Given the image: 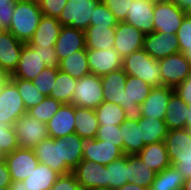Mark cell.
Listing matches in <instances>:
<instances>
[{
    "label": "cell",
    "instance_id": "1",
    "mask_svg": "<svg viewBox=\"0 0 191 190\" xmlns=\"http://www.w3.org/2000/svg\"><path fill=\"white\" fill-rule=\"evenodd\" d=\"M45 67H59V58L55 48H33L24 43L18 66L10 78L32 81Z\"/></svg>",
    "mask_w": 191,
    "mask_h": 190
},
{
    "label": "cell",
    "instance_id": "2",
    "mask_svg": "<svg viewBox=\"0 0 191 190\" xmlns=\"http://www.w3.org/2000/svg\"><path fill=\"white\" fill-rule=\"evenodd\" d=\"M165 144L171 165L174 166L185 179L191 177V134L184 129L168 130Z\"/></svg>",
    "mask_w": 191,
    "mask_h": 190
},
{
    "label": "cell",
    "instance_id": "3",
    "mask_svg": "<svg viewBox=\"0 0 191 190\" xmlns=\"http://www.w3.org/2000/svg\"><path fill=\"white\" fill-rule=\"evenodd\" d=\"M42 16L37 0L17 3L8 31L19 41L28 43L34 35Z\"/></svg>",
    "mask_w": 191,
    "mask_h": 190
},
{
    "label": "cell",
    "instance_id": "4",
    "mask_svg": "<svg viewBox=\"0 0 191 190\" xmlns=\"http://www.w3.org/2000/svg\"><path fill=\"white\" fill-rule=\"evenodd\" d=\"M122 69L127 75L140 78L152 87L162 86L158 60L149 56L143 48L125 57Z\"/></svg>",
    "mask_w": 191,
    "mask_h": 190
},
{
    "label": "cell",
    "instance_id": "5",
    "mask_svg": "<svg viewBox=\"0 0 191 190\" xmlns=\"http://www.w3.org/2000/svg\"><path fill=\"white\" fill-rule=\"evenodd\" d=\"M152 86L142 79L127 75L123 102L120 106L124 109L126 120L138 121L142 118L141 104L147 98Z\"/></svg>",
    "mask_w": 191,
    "mask_h": 190
},
{
    "label": "cell",
    "instance_id": "6",
    "mask_svg": "<svg viewBox=\"0 0 191 190\" xmlns=\"http://www.w3.org/2000/svg\"><path fill=\"white\" fill-rule=\"evenodd\" d=\"M103 101V88L100 76L89 74L77 79L72 97L74 106L95 110Z\"/></svg>",
    "mask_w": 191,
    "mask_h": 190
},
{
    "label": "cell",
    "instance_id": "7",
    "mask_svg": "<svg viewBox=\"0 0 191 190\" xmlns=\"http://www.w3.org/2000/svg\"><path fill=\"white\" fill-rule=\"evenodd\" d=\"M27 110L17 86L9 79L0 88V125H13Z\"/></svg>",
    "mask_w": 191,
    "mask_h": 190
},
{
    "label": "cell",
    "instance_id": "8",
    "mask_svg": "<svg viewBox=\"0 0 191 190\" xmlns=\"http://www.w3.org/2000/svg\"><path fill=\"white\" fill-rule=\"evenodd\" d=\"M98 2V0H68L58 21L62 26L85 31L90 26L91 16Z\"/></svg>",
    "mask_w": 191,
    "mask_h": 190
},
{
    "label": "cell",
    "instance_id": "9",
    "mask_svg": "<svg viewBox=\"0 0 191 190\" xmlns=\"http://www.w3.org/2000/svg\"><path fill=\"white\" fill-rule=\"evenodd\" d=\"M20 148H34L43 139L48 138L47 124L31 117L28 113L19 117L13 124Z\"/></svg>",
    "mask_w": 191,
    "mask_h": 190
},
{
    "label": "cell",
    "instance_id": "10",
    "mask_svg": "<svg viewBox=\"0 0 191 190\" xmlns=\"http://www.w3.org/2000/svg\"><path fill=\"white\" fill-rule=\"evenodd\" d=\"M34 153L42 163L50 167L59 175H66L73 172V170L62 160L61 152V138L48 137L39 142L34 148Z\"/></svg>",
    "mask_w": 191,
    "mask_h": 190
},
{
    "label": "cell",
    "instance_id": "11",
    "mask_svg": "<svg viewBox=\"0 0 191 190\" xmlns=\"http://www.w3.org/2000/svg\"><path fill=\"white\" fill-rule=\"evenodd\" d=\"M162 85L175 87L191 76V63L181 52L158 60Z\"/></svg>",
    "mask_w": 191,
    "mask_h": 190
},
{
    "label": "cell",
    "instance_id": "12",
    "mask_svg": "<svg viewBox=\"0 0 191 190\" xmlns=\"http://www.w3.org/2000/svg\"><path fill=\"white\" fill-rule=\"evenodd\" d=\"M8 166L12 181H23L39 164L34 150L18 147L2 157Z\"/></svg>",
    "mask_w": 191,
    "mask_h": 190
},
{
    "label": "cell",
    "instance_id": "13",
    "mask_svg": "<svg viewBox=\"0 0 191 190\" xmlns=\"http://www.w3.org/2000/svg\"><path fill=\"white\" fill-rule=\"evenodd\" d=\"M82 190L107 189L106 165L82 160L72 172Z\"/></svg>",
    "mask_w": 191,
    "mask_h": 190
},
{
    "label": "cell",
    "instance_id": "14",
    "mask_svg": "<svg viewBox=\"0 0 191 190\" xmlns=\"http://www.w3.org/2000/svg\"><path fill=\"white\" fill-rule=\"evenodd\" d=\"M154 31L176 35L184 17L185 11L176 4L155 2L154 6Z\"/></svg>",
    "mask_w": 191,
    "mask_h": 190
},
{
    "label": "cell",
    "instance_id": "15",
    "mask_svg": "<svg viewBox=\"0 0 191 190\" xmlns=\"http://www.w3.org/2000/svg\"><path fill=\"white\" fill-rule=\"evenodd\" d=\"M145 34L125 22H118L115 31L114 50L122 60L133 52L143 48Z\"/></svg>",
    "mask_w": 191,
    "mask_h": 190
},
{
    "label": "cell",
    "instance_id": "16",
    "mask_svg": "<svg viewBox=\"0 0 191 190\" xmlns=\"http://www.w3.org/2000/svg\"><path fill=\"white\" fill-rule=\"evenodd\" d=\"M143 50L155 60L179 52V42L174 34L154 31L145 35Z\"/></svg>",
    "mask_w": 191,
    "mask_h": 190
},
{
    "label": "cell",
    "instance_id": "17",
    "mask_svg": "<svg viewBox=\"0 0 191 190\" xmlns=\"http://www.w3.org/2000/svg\"><path fill=\"white\" fill-rule=\"evenodd\" d=\"M154 6V0H133L124 22L145 35L154 32Z\"/></svg>",
    "mask_w": 191,
    "mask_h": 190
},
{
    "label": "cell",
    "instance_id": "18",
    "mask_svg": "<svg viewBox=\"0 0 191 190\" xmlns=\"http://www.w3.org/2000/svg\"><path fill=\"white\" fill-rule=\"evenodd\" d=\"M87 60L91 74L100 77L121 69L123 61L114 48L105 50L87 49Z\"/></svg>",
    "mask_w": 191,
    "mask_h": 190
},
{
    "label": "cell",
    "instance_id": "19",
    "mask_svg": "<svg viewBox=\"0 0 191 190\" xmlns=\"http://www.w3.org/2000/svg\"><path fill=\"white\" fill-rule=\"evenodd\" d=\"M123 155H125L124 152L114 144L98 139H84L83 160L108 165Z\"/></svg>",
    "mask_w": 191,
    "mask_h": 190
},
{
    "label": "cell",
    "instance_id": "20",
    "mask_svg": "<svg viewBox=\"0 0 191 190\" xmlns=\"http://www.w3.org/2000/svg\"><path fill=\"white\" fill-rule=\"evenodd\" d=\"M174 91L170 86L152 87L149 95L141 104L142 117L164 120L169 98Z\"/></svg>",
    "mask_w": 191,
    "mask_h": 190
},
{
    "label": "cell",
    "instance_id": "21",
    "mask_svg": "<svg viewBox=\"0 0 191 190\" xmlns=\"http://www.w3.org/2000/svg\"><path fill=\"white\" fill-rule=\"evenodd\" d=\"M23 45L8 30L0 32V67L10 75L18 66Z\"/></svg>",
    "mask_w": 191,
    "mask_h": 190
},
{
    "label": "cell",
    "instance_id": "22",
    "mask_svg": "<svg viewBox=\"0 0 191 190\" xmlns=\"http://www.w3.org/2000/svg\"><path fill=\"white\" fill-rule=\"evenodd\" d=\"M61 28L62 25L57 18L42 16L34 35L27 44L33 48H55Z\"/></svg>",
    "mask_w": 191,
    "mask_h": 190
},
{
    "label": "cell",
    "instance_id": "23",
    "mask_svg": "<svg viewBox=\"0 0 191 190\" xmlns=\"http://www.w3.org/2000/svg\"><path fill=\"white\" fill-rule=\"evenodd\" d=\"M54 47L59 61L65 59L74 52L86 48L85 32L70 26H62Z\"/></svg>",
    "mask_w": 191,
    "mask_h": 190
},
{
    "label": "cell",
    "instance_id": "24",
    "mask_svg": "<svg viewBox=\"0 0 191 190\" xmlns=\"http://www.w3.org/2000/svg\"><path fill=\"white\" fill-rule=\"evenodd\" d=\"M46 124L48 136L54 139L75 133V106L63 104Z\"/></svg>",
    "mask_w": 191,
    "mask_h": 190
},
{
    "label": "cell",
    "instance_id": "25",
    "mask_svg": "<svg viewBox=\"0 0 191 190\" xmlns=\"http://www.w3.org/2000/svg\"><path fill=\"white\" fill-rule=\"evenodd\" d=\"M126 168H128V183L132 182L148 189L157 174L137 154L126 155Z\"/></svg>",
    "mask_w": 191,
    "mask_h": 190
},
{
    "label": "cell",
    "instance_id": "26",
    "mask_svg": "<svg viewBox=\"0 0 191 190\" xmlns=\"http://www.w3.org/2000/svg\"><path fill=\"white\" fill-rule=\"evenodd\" d=\"M126 79L127 74L122 68L102 76L101 84L104 101L120 105V103L123 102Z\"/></svg>",
    "mask_w": 191,
    "mask_h": 190
},
{
    "label": "cell",
    "instance_id": "27",
    "mask_svg": "<svg viewBox=\"0 0 191 190\" xmlns=\"http://www.w3.org/2000/svg\"><path fill=\"white\" fill-rule=\"evenodd\" d=\"M137 155L157 173L171 166L165 141L145 145Z\"/></svg>",
    "mask_w": 191,
    "mask_h": 190
},
{
    "label": "cell",
    "instance_id": "28",
    "mask_svg": "<svg viewBox=\"0 0 191 190\" xmlns=\"http://www.w3.org/2000/svg\"><path fill=\"white\" fill-rule=\"evenodd\" d=\"M188 107L189 105L173 91L169 98L164 118L168 130L186 128V119L189 116Z\"/></svg>",
    "mask_w": 191,
    "mask_h": 190
},
{
    "label": "cell",
    "instance_id": "29",
    "mask_svg": "<svg viewBox=\"0 0 191 190\" xmlns=\"http://www.w3.org/2000/svg\"><path fill=\"white\" fill-rule=\"evenodd\" d=\"M116 28L89 26L85 32L86 49L105 50L113 48Z\"/></svg>",
    "mask_w": 191,
    "mask_h": 190
},
{
    "label": "cell",
    "instance_id": "30",
    "mask_svg": "<svg viewBox=\"0 0 191 190\" xmlns=\"http://www.w3.org/2000/svg\"><path fill=\"white\" fill-rule=\"evenodd\" d=\"M99 122L94 109L75 106V133L83 139H95Z\"/></svg>",
    "mask_w": 191,
    "mask_h": 190
},
{
    "label": "cell",
    "instance_id": "31",
    "mask_svg": "<svg viewBox=\"0 0 191 190\" xmlns=\"http://www.w3.org/2000/svg\"><path fill=\"white\" fill-rule=\"evenodd\" d=\"M120 131L123 138L124 154H138L145 146L141 133V125L138 124V121L125 120L120 125Z\"/></svg>",
    "mask_w": 191,
    "mask_h": 190
},
{
    "label": "cell",
    "instance_id": "32",
    "mask_svg": "<svg viewBox=\"0 0 191 190\" xmlns=\"http://www.w3.org/2000/svg\"><path fill=\"white\" fill-rule=\"evenodd\" d=\"M59 176L50 167L39 163L23 182L30 190H51Z\"/></svg>",
    "mask_w": 191,
    "mask_h": 190
},
{
    "label": "cell",
    "instance_id": "33",
    "mask_svg": "<svg viewBox=\"0 0 191 190\" xmlns=\"http://www.w3.org/2000/svg\"><path fill=\"white\" fill-rule=\"evenodd\" d=\"M58 69L76 79L91 74L87 60V49L76 51L60 60Z\"/></svg>",
    "mask_w": 191,
    "mask_h": 190
},
{
    "label": "cell",
    "instance_id": "34",
    "mask_svg": "<svg viewBox=\"0 0 191 190\" xmlns=\"http://www.w3.org/2000/svg\"><path fill=\"white\" fill-rule=\"evenodd\" d=\"M84 139L76 133L61 138L62 160L73 170L82 160Z\"/></svg>",
    "mask_w": 191,
    "mask_h": 190
},
{
    "label": "cell",
    "instance_id": "35",
    "mask_svg": "<svg viewBox=\"0 0 191 190\" xmlns=\"http://www.w3.org/2000/svg\"><path fill=\"white\" fill-rule=\"evenodd\" d=\"M138 124L141 125L144 145L165 141V137L168 134V128L164 120L152 117H142L138 120Z\"/></svg>",
    "mask_w": 191,
    "mask_h": 190
},
{
    "label": "cell",
    "instance_id": "36",
    "mask_svg": "<svg viewBox=\"0 0 191 190\" xmlns=\"http://www.w3.org/2000/svg\"><path fill=\"white\" fill-rule=\"evenodd\" d=\"M184 181L185 177L171 165L156 174L149 190H182Z\"/></svg>",
    "mask_w": 191,
    "mask_h": 190
},
{
    "label": "cell",
    "instance_id": "37",
    "mask_svg": "<svg viewBox=\"0 0 191 190\" xmlns=\"http://www.w3.org/2000/svg\"><path fill=\"white\" fill-rule=\"evenodd\" d=\"M77 79L69 74L58 70L57 78L49 97H52L63 104H72V97L76 87Z\"/></svg>",
    "mask_w": 191,
    "mask_h": 190
},
{
    "label": "cell",
    "instance_id": "38",
    "mask_svg": "<svg viewBox=\"0 0 191 190\" xmlns=\"http://www.w3.org/2000/svg\"><path fill=\"white\" fill-rule=\"evenodd\" d=\"M99 125H121L125 120L124 109L116 103L103 101L95 109Z\"/></svg>",
    "mask_w": 191,
    "mask_h": 190
},
{
    "label": "cell",
    "instance_id": "39",
    "mask_svg": "<svg viewBox=\"0 0 191 190\" xmlns=\"http://www.w3.org/2000/svg\"><path fill=\"white\" fill-rule=\"evenodd\" d=\"M107 189L116 190L128 183V168L126 154L106 165Z\"/></svg>",
    "mask_w": 191,
    "mask_h": 190
},
{
    "label": "cell",
    "instance_id": "40",
    "mask_svg": "<svg viewBox=\"0 0 191 190\" xmlns=\"http://www.w3.org/2000/svg\"><path fill=\"white\" fill-rule=\"evenodd\" d=\"M10 80L17 86L26 110L38 105L45 96L37 90L32 81L23 80L21 78H10Z\"/></svg>",
    "mask_w": 191,
    "mask_h": 190
},
{
    "label": "cell",
    "instance_id": "41",
    "mask_svg": "<svg viewBox=\"0 0 191 190\" xmlns=\"http://www.w3.org/2000/svg\"><path fill=\"white\" fill-rule=\"evenodd\" d=\"M63 105L60 101L45 96V98L36 106L27 110V113L33 117L42 121L43 123H47L60 109Z\"/></svg>",
    "mask_w": 191,
    "mask_h": 190
},
{
    "label": "cell",
    "instance_id": "42",
    "mask_svg": "<svg viewBox=\"0 0 191 190\" xmlns=\"http://www.w3.org/2000/svg\"><path fill=\"white\" fill-rule=\"evenodd\" d=\"M179 52L191 63V17L186 15L176 34Z\"/></svg>",
    "mask_w": 191,
    "mask_h": 190
},
{
    "label": "cell",
    "instance_id": "43",
    "mask_svg": "<svg viewBox=\"0 0 191 190\" xmlns=\"http://www.w3.org/2000/svg\"><path fill=\"white\" fill-rule=\"evenodd\" d=\"M58 68L45 67L43 71L32 80V83L44 96H49L57 78Z\"/></svg>",
    "mask_w": 191,
    "mask_h": 190
},
{
    "label": "cell",
    "instance_id": "44",
    "mask_svg": "<svg viewBox=\"0 0 191 190\" xmlns=\"http://www.w3.org/2000/svg\"><path fill=\"white\" fill-rule=\"evenodd\" d=\"M118 24L114 15L109 11L103 2H98L90 20V26H106L107 28H116Z\"/></svg>",
    "mask_w": 191,
    "mask_h": 190
},
{
    "label": "cell",
    "instance_id": "45",
    "mask_svg": "<svg viewBox=\"0 0 191 190\" xmlns=\"http://www.w3.org/2000/svg\"><path fill=\"white\" fill-rule=\"evenodd\" d=\"M95 139L105 141V143L114 144L123 151V138L120 131V125H99Z\"/></svg>",
    "mask_w": 191,
    "mask_h": 190
},
{
    "label": "cell",
    "instance_id": "46",
    "mask_svg": "<svg viewBox=\"0 0 191 190\" xmlns=\"http://www.w3.org/2000/svg\"><path fill=\"white\" fill-rule=\"evenodd\" d=\"M19 147L13 125H0V157Z\"/></svg>",
    "mask_w": 191,
    "mask_h": 190
},
{
    "label": "cell",
    "instance_id": "47",
    "mask_svg": "<svg viewBox=\"0 0 191 190\" xmlns=\"http://www.w3.org/2000/svg\"><path fill=\"white\" fill-rule=\"evenodd\" d=\"M133 0H105L103 3L114 15L117 22H124Z\"/></svg>",
    "mask_w": 191,
    "mask_h": 190
},
{
    "label": "cell",
    "instance_id": "48",
    "mask_svg": "<svg viewBox=\"0 0 191 190\" xmlns=\"http://www.w3.org/2000/svg\"><path fill=\"white\" fill-rule=\"evenodd\" d=\"M68 0H37L43 16L59 18Z\"/></svg>",
    "mask_w": 191,
    "mask_h": 190
},
{
    "label": "cell",
    "instance_id": "49",
    "mask_svg": "<svg viewBox=\"0 0 191 190\" xmlns=\"http://www.w3.org/2000/svg\"><path fill=\"white\" fill-rule=\"evenodd\" d=\"M51 190H82L73 173L60 175Z\"/></svg>",
    "mask_w": 191,
    "mask_h": 190
},
{
    "label": "cell",
    "instance_id": "50",
    "mask_svg": "<svg viewBox=\"0 0 191 190\" xmlns=\"http://www.w3.org/2000/svg\"><path fill=\"white\" fill-rule=\"evenodd\" d=\"M15 3L12 0H0V22L4 30L10 28Z\"/></svg>",
    "mask_w": 191,
    "mask_h": 190
},
{
    "label": "cell",
    "instance_id": "51",
    "mask_svg": "<svg viewBox=\"0 0 191 190\" xmlns=\"http://www.w3.org/2000/svg\"><path fill=\"white\" fill-rule=\"evenodd\" d=\"M174 91L189 106H191V76L174 87Z\"/></svg>",
    "mask_w": 191,
    "mask_h": 190
},
{
    "label": "cell",
    "instance_id": "52",
    "mask_svg": "<svg viewBox=\"0 0 191 190\" xmlns=\"http://www.w3.org/2000/svg\"><path fill=\"white\" fill-rule=\"evenodd\" d=\"M11 183L12 179L8 170V166L4 159L0 157V188H10Z\"/></svg>",
    "mask_w": 191,
    "mask_h": 190
},
{
    "label": "cell",
    "instance_id": "53",
    "mask_svg": "<svg viewBox=\"0 0 191 190\" xmlns=\"http://www.w3.org/2000/svg\"><path fill=\"white\" fill-rule=\"evenodd\" d=\"M116 190H149L148 188L140 187L137 184L127 183L124 184L121 188H118Z\"/></svg>",
    "mask_w": 191,
    "mask_h": 190
},
{
    "label": "cell",
    "instance_id": "54",
    "mask_svg": "<svg viewBox=\"0 0 191 190\" xmlns=\"http://www.w3.org/2000/svg\"><path fill=\"white\" fill-rule=\"evenodd\" d=\"M9 189L10 190H30V189H27L23 181H12Z\"/></svg>",
    "mask_w": 191,
    "mask_h": 190
},
{
    "label": "cell",
    "instance_id": "55",
    "mask_svg": "<svg viewBox=\"0 0 191 190\" xmlns=\"http://www.w3.org/2000/svg\"><path fill=\"white\" fill-rule=\"evenodd\" d=\"M10 76L11 75L9 73L0 67V88L10 79Z\"/></svg>",
    "mask_w": 191,
    "mask_h": 190
},
{
    "label": "cell",
    "instance_id": "56",
    "mask_svg": "<svg viewBox=\"0 0 191 190\" xmlns=\"http://www.w3.org/2000/svg\"><path fill=\"white\" fill-rule=\"evenodd\" d=\"M177 6L187 12L191 8V0H179Z\"/></svg>",
    "mask_w": 191,
    "mask_h": 190
},
{
    "label": "cell",
    "instance_id": "57",
    "mask_svg": "<svg viewBox=\"0 0 191 190\" xmlns=\"http://www.w3.org/2000/svg\"><path fill=\"white\" fill-rule=\"evenodd\" d=\"M188 118L186 119V129L191 134V106L188 107Z\"/></svg>",
    "mask_w": 191,
    "mask_h": 190
},
{
    "label": "cell",
    "instance_id": "58",
    "mask_svg": "<svg viewBox=\"0 0 191 190\" xmlns=\"http://www.w3.org/2000/svg\"><path fill=\"white\" fill-rule=\"evenodd\" d=\"M182 190H191V177L185 179Z\"/></svg>",
    "mask_w": 191,
    "mask_h": 190
},
{
    "label": "cell",
    "instance_id": "59",
    "mask_svg": "<svg viewBox=\"0 0 191 190\" xmlns=\"http://www.w3.org/2000/svg\"><path fill=\"white\" fill-rule=\"evenodd\" d=\"M159 3H167V4H178L179 0H154Z\"/></svg>",
    "mask_w": 191,
    "mask_h": 190
},
{
    "label": "cell",
    "instance_id": "60",
    "mask_svg": "<svg viewBox=\"0 0 191 190\" xmlns=\"http://www.w3.org/2000/svg\"><path fill=\"white\" fill-rule=\"evenodd\" d=\"M30 1H35V0H12L15 4L17 3H25V2H30Z\"/></svg>",
    "mask_w": 191,
    "mask_h": 190
},
{
    "label": "cell",
    "instance_id": "61",
    "mask_svg": "<svg viewBox=\"0 0 191 190\" xmlns=\"http://www.w3.org/2000/svg\"><path fill=\"white\" fill-rule=\"evenodd\" d=\"M188 16L191 17V8L186 12Z\"/></svg>",
    "mask_w": 191,
    "mask_h": 190
},
{
    "label": "cell",
    "instance_id": "62",
    "mask_svg": "<svg viewBox=\"0 0 191 190\" xmlns=\"http://www.w3.org/2000/svg\"><path fill=\"white\" fill-rule=\"evenodd\" d=\"M4 29H3V27H2V25H1V22H0V32H2Z\"/></svg>",
    "mask_w": 191,
    "mask_h": 190
},
{
    "label": "cell",
    "instance_id": "63",
    "mask_svg": "<svg viewBox=\"0 0 191 190\" xmlns=\"http://www.w3.org/2000/svg\"><path fill=\"white\" fill-rule=\"evenodd\" d=\"M94 190H111V189H94Z\"/></svg>",
    "mask_w": 191,
    "mask_h": 190
},
{
    "label": "cell",
    "instance_id": "64",
    "mask_svg": "<svg viewBox=\"0 0 191 190\" xmlns=\"http://www.w3.org/2000/svg\"><path fill=\"white\" fill-rule=\"evenodd\" d=\"M0 190H10V189L9 188H4V189L0 188Z\"/></svg>",
    "mask_w": 191,
    "mask_h": 190
}]
</instances>
